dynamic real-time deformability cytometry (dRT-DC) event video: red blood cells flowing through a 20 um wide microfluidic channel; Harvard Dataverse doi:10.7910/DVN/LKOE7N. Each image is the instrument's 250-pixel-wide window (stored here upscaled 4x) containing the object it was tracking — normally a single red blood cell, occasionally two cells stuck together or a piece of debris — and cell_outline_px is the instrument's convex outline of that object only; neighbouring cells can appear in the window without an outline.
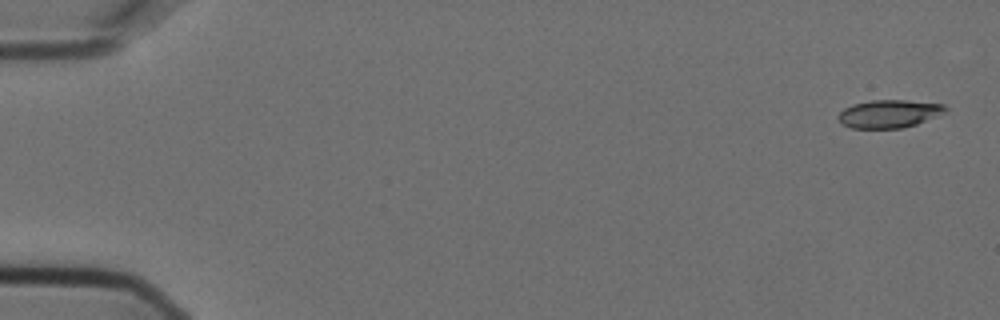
{"species": "Egyptian fruit bat (a non-hibernating species)", "species_latin": "Rousettus aegyptiacus", "temperature_condition": "cold", "stored_images_in_passage": 11, "camera_frame_rate_fps": 3000, "um_per_image_px": 0.085, "animal": {"sex": "female"}, "frame": {"image": 1, "passage_image": 1, "time_ms": 0.0, "image_size_px": [1000, 320], "cell_outline_px": [[948, 112], [916, 124], [904, 128], [852, 128], [840, 124], [836, 116], [844, 108], [852, 104], [872, 100], [908, 100], [944, 104], [948, 108]], "centroid_in_image_um": [75.57, 9.67], "position_along_channel_um": 9.4, "area_um2": 17.74}}
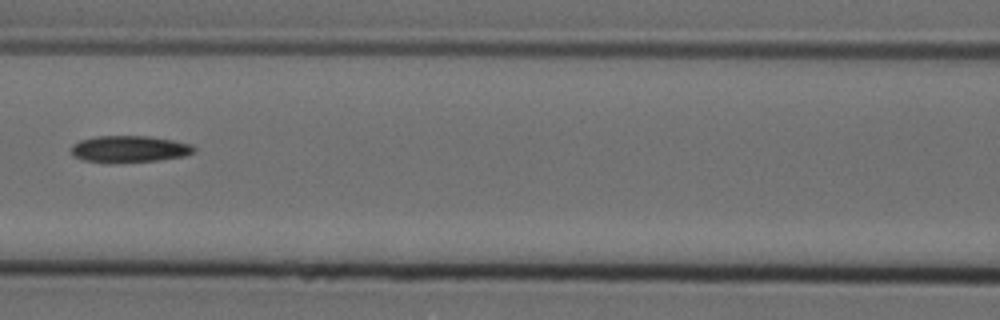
{"frame": {"image": 2, "passage_image": 7, "time_ms": 2.0, "image_size_px": [1000, 320], "cell_outline_px": [[196, 148], [192, 152], [184, 156], [156, 160], [108, 164], [84, 160], [72, 156], [72, 144], [80, 140], [96, 136], [148, 136], [172, 140], [192, 144]], "centroid_in_image_um": [10.95, 12.68], "position_along_channel_um": 155.7, "area_um2": 19.25}}
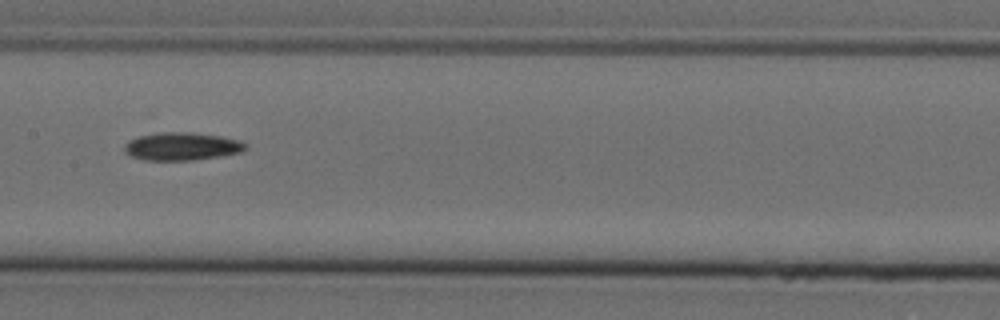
{"frame": {"image": 3, "passage_image": 8, "time_ms": 2.333, "image_size_px": [1000, 320], "cell_outline_px": [[248, 148], [240, 152], [220, 156], [196, 160], [144, 160], [128, 156], [124, 152], [124, 144], [128, 140], [136, 136], [160, 132], [188, 132], [220, 136], [240, 140], [248, 144]], "centroid_in_image_um": [15.42, 12.44], "position_along_channel_um": 192.0, "area_um2": 20.0}}